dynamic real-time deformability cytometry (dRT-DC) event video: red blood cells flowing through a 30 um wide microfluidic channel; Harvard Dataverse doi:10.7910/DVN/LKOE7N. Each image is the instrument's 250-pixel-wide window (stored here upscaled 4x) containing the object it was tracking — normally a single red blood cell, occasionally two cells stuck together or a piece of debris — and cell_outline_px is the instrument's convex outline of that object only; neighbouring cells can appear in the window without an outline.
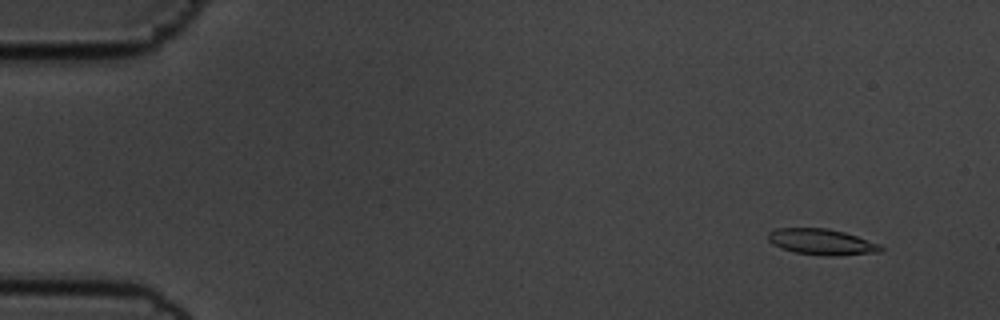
{"species": "common noctule bat (a hibernating species)", "species_latin": "Nyctalus noctula", "temperature_condition": "cold", "stored_images_in_passage": 56, "camera_frame_rate_fps": 3000, "um_per_image_px": 0.085, "animal": {"sex": "male", "body_mass_g": 19.5, "forearm_length_mm": 54.6}, "frame": {"image": 1, "passage_image": 5, "time_ms": 1.333, "image_size_px": [1000, 320], "cell_outline_px": [[884, 248], [880, 252], [832, 256], [824, 256], [796, 252], [772, 244], [768, 240], [768, 232], [776, 228], [828, 228], [844, 232], [880, 244]], "centroid_in_image_um": [69.85, 20.55], "position_along_channel_um": 15.2, "area_um2": 16.94}}
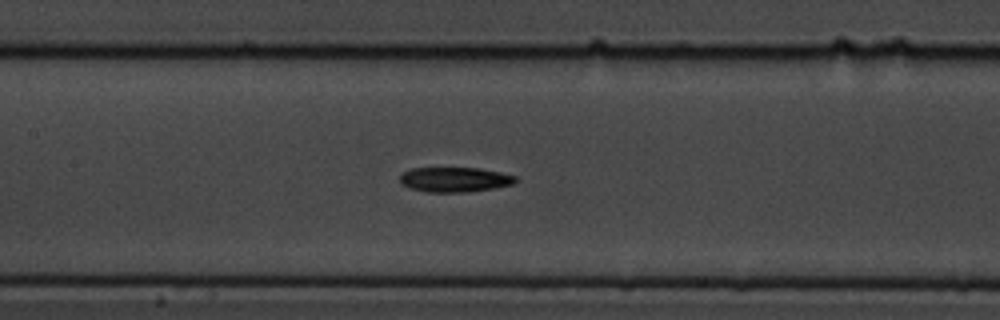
{"frame": {"image": 2, "passage_image": 27, "time_ms": 8.667, "image_size_px": [1000, 320], "cell_outline_px": [[516, 180], [512, 184], [492, 188], [468, 192], [428, 192], [408, 188], [400, 184], [400, 172], [412, 168], [480, 168], [500, 172], [516, 176]], "centroid_in_image_um": [38.58, 15.26], "position_along_channel_um": 168.8, "area_um2": 16.82}}
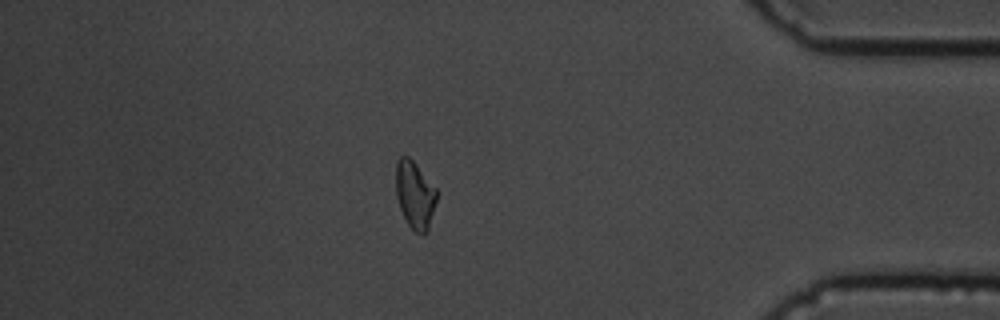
{"frame": {"image": 3, "passage_image": 49, "time_ms": 16.0, "image_size_px": [1000, 320], "cell_outline_px": [[436, 200], [428, 232], [424, 236], [420, 236], [412, 232], [400, 208], [396, 196], [396, 160], [400, 156], [408, 156], [416, 164], [436, 188]], "centroid_in_image_um": [35.26, 16.61], "position_along_channel_um": 399.9, "area_um2": 16.24}, "authors_computed_cell_mechanics": {"area_um2": 16.9354, "velocity_mm_per_s": 3.6157, "shape_relaxation_time_tau1_ms": 2.6537, "shape_relaxation_time_tau2_ms": null, "deformation_change_tau1": 0.1333, "deformation_change_tau2": null}}